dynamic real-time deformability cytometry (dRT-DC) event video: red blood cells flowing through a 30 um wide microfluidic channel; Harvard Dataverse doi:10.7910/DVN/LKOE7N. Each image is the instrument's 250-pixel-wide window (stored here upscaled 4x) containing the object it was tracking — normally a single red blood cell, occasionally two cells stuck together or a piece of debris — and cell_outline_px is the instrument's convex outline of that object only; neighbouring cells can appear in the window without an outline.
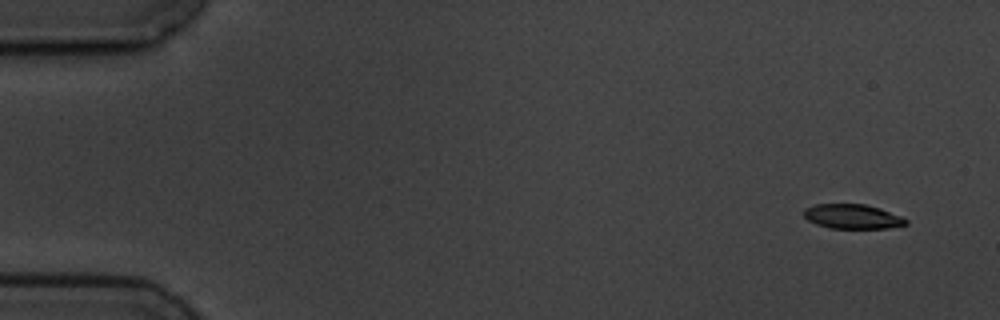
{"species": "common noctule bat (a hibernating species)", "species_latin": "Nyctalus noctula", "temperature_condition": "cold", "stored_images_in_passage": 6, "camera_frame_rate_fps": 3000, "um_per_image_px": 0.085, "animal": {"sex": "male", "body_mass_g": 19.5, "forearm_length_mm": 54.6}, "frame": {"image": 1, "passage_image": 1, "time_ms": 0.0, "image_size_px": [1000, 320], "cell_outline_px": [[908, 224], [888, 228], [828, 228], [816, 224], [808, 220], [804, 216], [804, 208], [816, 204], [864, 204], [880, 208], [900, 216], [908, 220]], "centroid_in_image_um": [72.45, 18.4], "position_along_channel_um": 12.6, "area_um2": 14.57}}
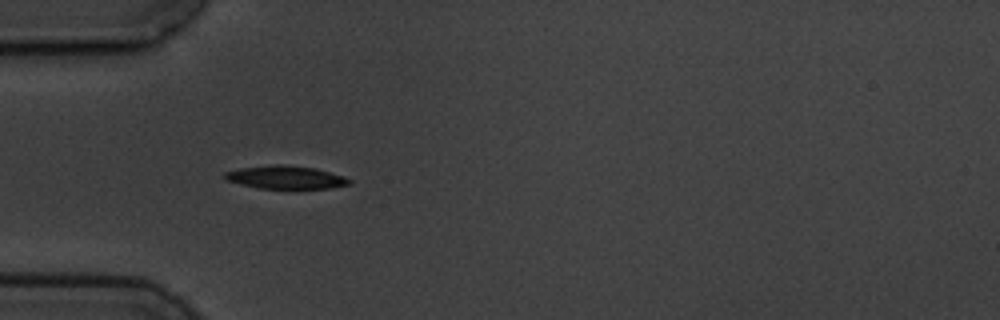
{"frame": {"image": 2, "passage_image": 5, "time_ms": 4.667, "image_size_px": [1000, 320], "cell_outline_px": [[352, 184], [332, 188], [260, 188], [240, 184], [224, 180], [224, 172], [240, 168], [276, 164], [284, 164], [316, 168], [344, 176], [352, 180]], "centroid_in_image_um": [24.3, 15.06], "position_along_channel_um": 60.7, "area_um2": 16.82}}
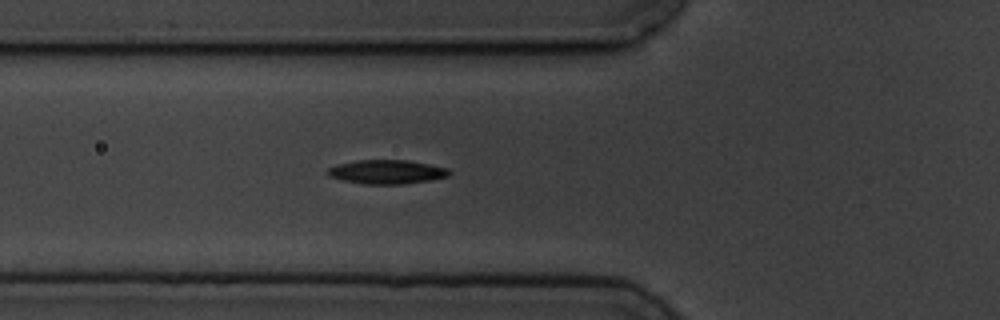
{"frame": {"image": 3, "passage_image": 6, "time_ms": 5.667, "image_size_px": [1000, 320], "cell_outline_px": [[452, 172], [448, 176], [432, 180], [404, 184], [364, 184], [340, 180], [328, 176], [328, 168], [340, 164], [356, 160], [408, 160], [448, 168]], "centroid_in_image_um": [32.9, 14.62], "position_along_channel_um": 92.9, "area_um2": 17.05}}